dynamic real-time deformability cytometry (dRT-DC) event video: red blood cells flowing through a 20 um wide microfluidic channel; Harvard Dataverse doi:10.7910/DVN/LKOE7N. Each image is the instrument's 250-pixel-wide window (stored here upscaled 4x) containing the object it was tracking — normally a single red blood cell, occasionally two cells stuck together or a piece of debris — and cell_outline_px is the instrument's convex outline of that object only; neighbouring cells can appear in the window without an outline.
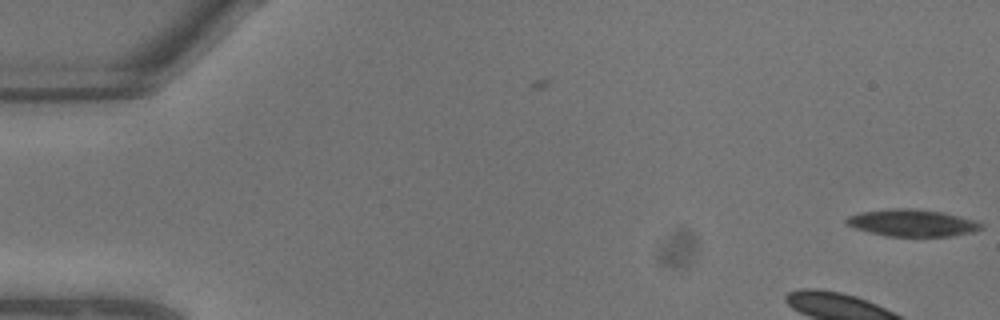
{"species": "common noctule bat (a hibernating species)", "species_latin": "Nyctalus noctula", "temperature_condition": "warm", "stored_images_in_passage": 3, "camera_frame_rate_fps": 3000, "um_per_image_px": 0.085, "animal": {"sex": "male", "body_mass_g": 13.3}, "frame": {"image": 1, "passage_image": 3, "time_ms": 0.667, "image_size_px": [1000, 320], "cell_outline_px": [[984, 228], [972, 232], [952, 236], [884, 236], [856, 228], [844, 224], [844, 220], [848, 216], [860, 212], [892, 208], [912, 208], [944, 212], [972, 220], [984, 224]], "centroid_in_image_um": [77.51, 18.94], "position_along_channel_um": 7.5, "area_um2": 21.27}}